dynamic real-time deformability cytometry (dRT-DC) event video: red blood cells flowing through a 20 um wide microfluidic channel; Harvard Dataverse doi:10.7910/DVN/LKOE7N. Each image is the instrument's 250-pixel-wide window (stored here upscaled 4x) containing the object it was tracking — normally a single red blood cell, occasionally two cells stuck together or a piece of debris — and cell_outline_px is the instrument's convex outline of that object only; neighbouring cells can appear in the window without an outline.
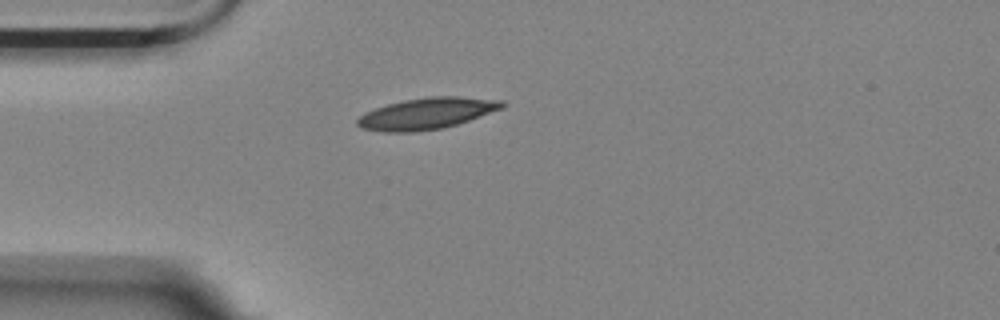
{"species": "Egyptian fruit bat (a non-hibernating species)", "species_latin": "Rousettus aegyptiacus", "temperature_condition": "room temperature", "stored_images_in_passage": 5, "camera_frame_rate_fps": 3000, "um_per_image_px": 0.085, "animal": {"sex": "female"}, "frame": {"image": 1, "passage_image": 5, "time_ms": 4.667, "image_size_px": [1000, 320], "cell_outline_px": [[508, 104], [504, 108], [444, 128], [416, 132], [384, 132], [360, 128], [356, 124], [356, 120], [364, 112], [388, 104], [404, 100], [428, 96], [460, 96], [504, 100]], "centroid_in_image_um": [36.29, 9.64], "position_along_channel_um": 48.7, "area_um2": 26.7}}